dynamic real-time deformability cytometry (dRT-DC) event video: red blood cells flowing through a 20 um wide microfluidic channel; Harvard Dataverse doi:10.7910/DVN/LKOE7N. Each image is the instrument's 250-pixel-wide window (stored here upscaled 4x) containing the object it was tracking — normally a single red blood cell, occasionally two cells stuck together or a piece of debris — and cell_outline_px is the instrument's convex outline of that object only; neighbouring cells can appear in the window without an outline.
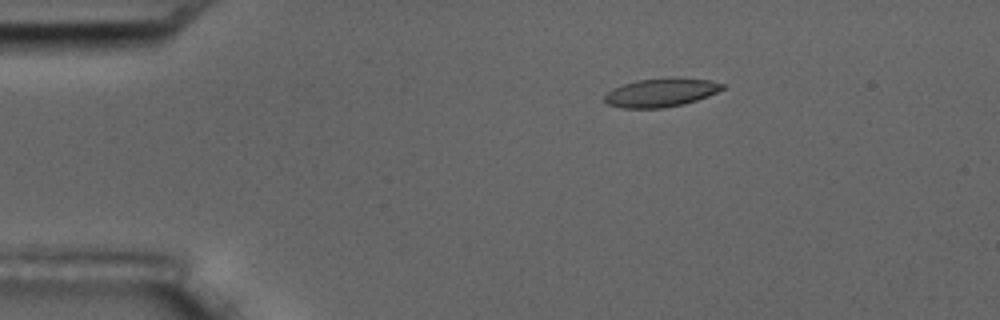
{"species": "common noctule bat (a hibernating species)", "species_latin": "Nyctalus noctula", "temperature_condition": "room temperature", "stored_images_in_passage": 6, "camera_frame_rate_fps": 3000, "um_per_image_px": 0.085, "animal": {"sex": "male", "body_mass_g": 17.5, "forearm_length_mm": 52.3}, "frame": {"image": 1, "passage_image": 3, "time_ms": 2.333, "image_size_px": [1000, 320], "cell_outline_px": [[728, 84], [724, 88], [708, 96], [684, 104], [664, 108], [624, 108], [608, 104], [604, 100], [604, 96], [612, 88], [624, 84], [640, 80], [672, 76], [676, 76], [708, 80]], "centroid_in_image_um": [56.22, 7.85], "position_along_channel_um": 28.8, "area_um2": 19.83}}
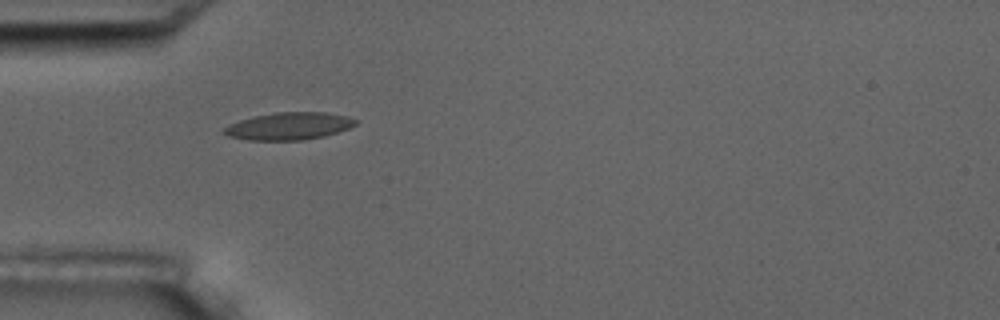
{"frame": {"image": 2, "passage_image": 5, "time_ms": 4.667, "image_size_px": [1000, 320], "cell_outline_px": [[356, 124], [348, 128], [324, 136], [300, 140], [248, 140], [228, 136], [220, 132], [228, 124], [252, 116], [276, 112], [324, 112], [348, 116], [356, 120]], "centroid_in_image_um": [24.5, 10.71], "position_along_channel_um": 60.5, "area_um2": 20.98}}